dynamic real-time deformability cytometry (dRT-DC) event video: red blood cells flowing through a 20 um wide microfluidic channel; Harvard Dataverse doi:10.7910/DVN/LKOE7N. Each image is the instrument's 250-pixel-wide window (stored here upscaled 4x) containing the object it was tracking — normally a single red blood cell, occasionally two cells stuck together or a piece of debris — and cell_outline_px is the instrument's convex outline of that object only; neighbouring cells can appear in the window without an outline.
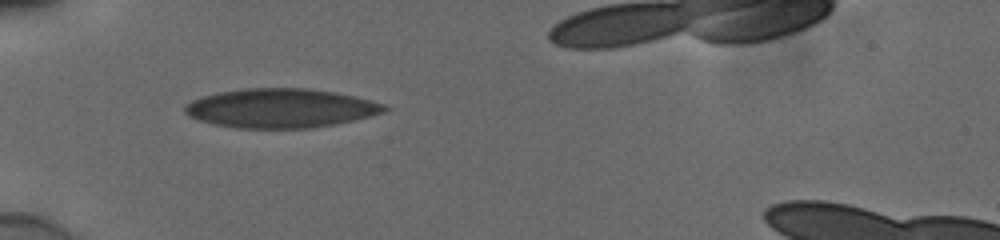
{"species": "human", "species_latin": "Homo sapiens", "temperature_condition": "cold", "stored_images_in_passage": 34, "camera_frame_rate_fps": 3000, "um_per_image_px": 0.085, "donor": {"sex": "male"}, "frame": {"image": 1, "passage_image": 1, "time_ms": 0.0, "image_size_px": [1000, 240], "cell_outline_px": [[388, 108], [384, 112], [336, 124], [312, 128], [236, 128], [212, 124], [188, 116], [184, 112], [184, 104], [200, 96], [220, 92], [244, 88], [308, 88], [336, 92], [384, 104]], "centroid_in_image_um": [23.79, 9.19], "position_along_channel_um": 61.2, "area_um2": 45.49}}
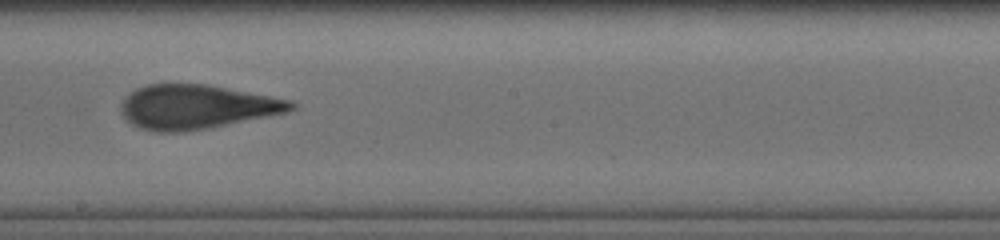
{"frame": {"image": 2, "passage_image": 15, "time_ms": 4.667, "image_size_px": [1000, 240], "cell_outline_px": [[296, 108], [288, 112], [208, 128], [184, 132], [160, 132], [140, 128], [132, 124], [120, 112], [120, 104], [136, 88], [148, 84], [204, 84], [292, 100], [296, 104]], "centroid_in_image_um": [16.71, 9.09], "position_along_channel_um": 231.5, "area_um2": 43.47}}
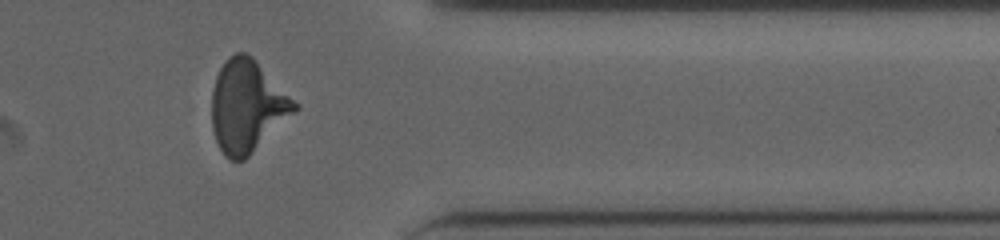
{"frame": {"image": 3, "passage_image": 28, "time_ms": 9.0, "image_size_px": [1000, 240], "cell_outline_px": [[300, 108], [244, 160], [232, 160], [224, 156], [216, 140], [212, 128], [212, 88], [216, 76], [220, 68], [228, 56], [236, 52], [244, 52], [252, 56], [300, 104]], "centroid_in_image_um": [21.03, 9.01], "position_along_channel_um": 390.4, "area_um2": 44.62}}